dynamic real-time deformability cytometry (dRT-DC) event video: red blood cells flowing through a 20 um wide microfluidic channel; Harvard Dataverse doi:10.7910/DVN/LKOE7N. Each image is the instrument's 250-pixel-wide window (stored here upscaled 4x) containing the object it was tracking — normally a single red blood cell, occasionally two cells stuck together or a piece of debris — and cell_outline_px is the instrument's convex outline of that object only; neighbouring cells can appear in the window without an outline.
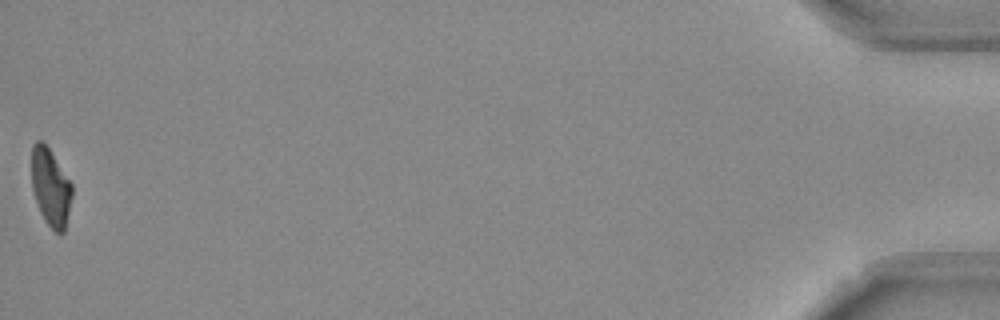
{"species": "Egyptian fruit bat (a non-hibernating species)", "species_latin": "Rousettus aegyptiacus", "temperature_condition": "room temperature", "stored_images_in_passage": 52, "camera_frame_rate_fps": 3000, "um_per_image_px": 0.085, "frame": {"image": 1, "passage_image": 52, "time_ms": 17.0, "image_size_px": [1000, 320], "cell_outline_px": [[72, 196], [64, 232], [56, 232], [44, 220], [40, 212], [32, 188], [32, 144], [36, 140], [40, 140], [48, 148], [72, 184]], "centroid_in_image_um": [4.29, 15.92], "position_along_channel_um": 430.9, "area_um2": 17.92}, "authors_computed_cell_mechanics": {"area_um2": 19.8543, "velocity_mm_per_s": 3.8123, "shape_relaxation_time_tau1_ms": 10.3361, "shape_relaxation_time_tau2_ms": 8.622, "deformation_change_tau1": 0.2529, "deformation_change_tau2": 0.1844}}